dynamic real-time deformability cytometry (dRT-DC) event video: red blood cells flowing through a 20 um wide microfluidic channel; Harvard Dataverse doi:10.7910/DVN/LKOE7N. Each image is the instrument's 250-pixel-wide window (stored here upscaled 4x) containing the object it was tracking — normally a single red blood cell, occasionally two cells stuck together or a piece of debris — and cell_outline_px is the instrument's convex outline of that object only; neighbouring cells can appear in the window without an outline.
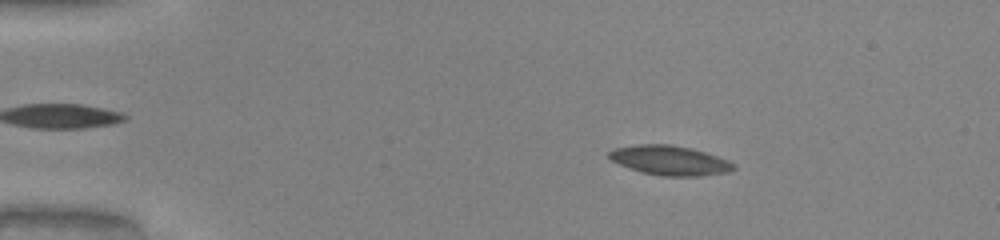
{"species": "common noctule bat (a hibernating species)", "species_latin": "Nyctalus noctula", "temperature_condition": "warm", "stored_images_in_passage": 51, "camera_frame_rate_fps": 3000, "um_per_image_px": 0.085, "animal": {"sex": "male", "body_mass_g": 20.0, "forearm_length_mm": 53.3}, "frame": {"image": 1, "passage_image": 9, "time_ms": 2.667, "image_size_px": [1000, 240], "cell_outline_px": [[736, 168], [728, 172], [696, 176], [664, 176], [644, 172], [620, 164], [612, 160], [608, 156], [608, 152], [612, 148], [640, 144], [672, 144], [704, 152], [728, 160], [736, 164]], "centroid_in_image_um": [56.94, 13.62], "position_along_channel_um": 28.1, "area_um2": 21.15}}
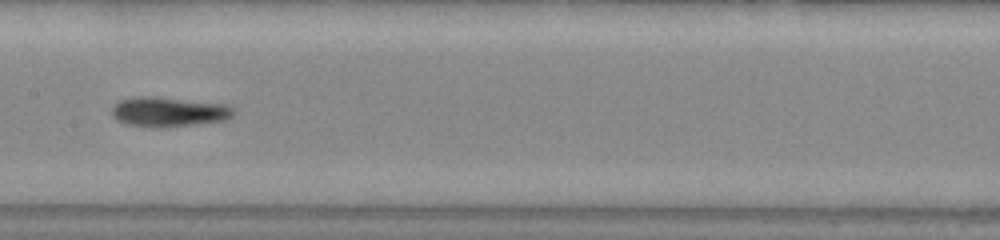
{"frame": {"image": 2, "passage_image": 27, "time_ms": 8.667, "image_size_px": [1000, 240], "cell_outline_px": [[236, 112], [232, 116], [224, 120], [192, 124], [128, 124], [116, 120], [112, 116], [112, 104], [120, 100], [140, 96], [152, 96], [228, 104]], "centroid_in_image_um": [14.35, 9.44], "position_along_channel_um": 193.1, "area_um2": 20.11}}
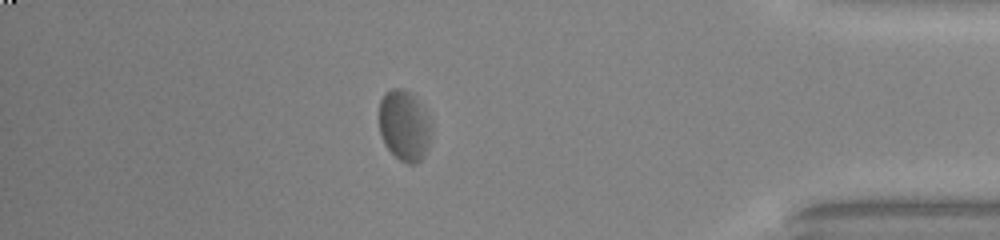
{"frame": {"image": 3, "passage_image": 45, "time_ms": 14.667, "image_size_px": [1000, 240], "cell_outline_px": [[428, 148], [420, 160], [416, 164], [408, 164], [400, 160], [384, 144], [380, 132], [380, 100], [384, 92], [392, 88], [400, 88], [408, 92], [420, 104], [428, 116]], "centroid_in_image_um": [34.32, 10.68], "position_along_channel_um": 400.9, "area_um2": 20.87}, "authors_computed_cell_mechanics": {"area_um2": 20.6346, "velocity_mm_per_s": 4.0218, "shape_relaxation_time_tau1_ms": null, "shape_relaxation_time_tau2_ms": 1.5967, "deformation_change_tau1": null, "deformation_change_tau2": 0.0646}}